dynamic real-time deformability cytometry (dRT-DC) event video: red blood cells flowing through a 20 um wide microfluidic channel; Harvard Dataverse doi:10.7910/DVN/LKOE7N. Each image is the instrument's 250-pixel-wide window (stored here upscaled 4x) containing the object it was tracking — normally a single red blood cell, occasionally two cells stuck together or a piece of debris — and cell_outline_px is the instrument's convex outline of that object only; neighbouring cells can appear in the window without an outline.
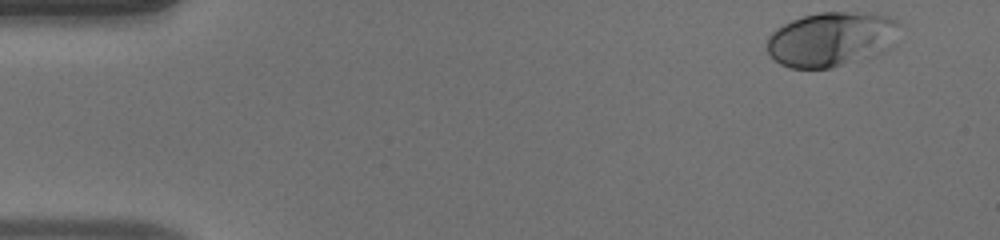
{"species": "human", "species_latin": "Homo sapiens", "temperature_condition": "warm", "stored_images_in_passage": 49, "camera_frame_rate_fps": 3000, "um_per_image_px": 0.085, "donor": {"sex": "male"}, "frame": {"image": 1, "passage_image": 1, "time_ms": 0.0, "image_size_px": [1000, 240], "cell_outline_px": [[900, 24], [892, 48], [876, 56], [832, 68], [792, 68], [780, 64], [768, 52], [768, 36], [776, 28], [792, 20], [804, 16], [820, 12], [872, 12], [888, 16], [896, 20]], "centroid_in_image_um": [70.73, 3.33], "position_along_channel_um": 14.3, "area_um2": 42.6}}
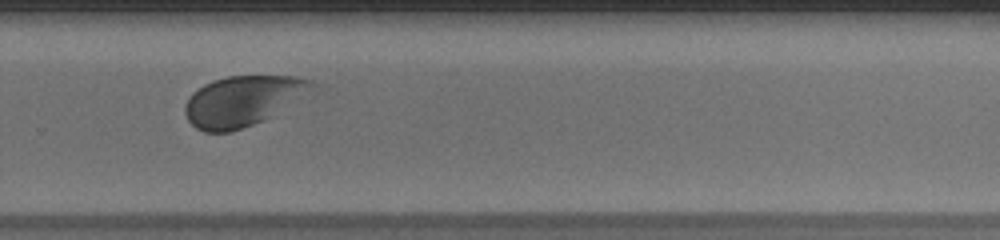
{"frame": {"image": 2, "passage_image": 33, "time_ms": 10.667, "image_size_px": [1000, 240], "cell_outline_px": [[320, 84], [276, 116], [232, 132], [204, 132], [196, 128], [188, 120], [184, 112], [184, 104], [188, 96], [192, 92], [204, 84], [212, 80], [228, 76], [296, 76], [316, 80]], "centroid_in_image_um": [20.67, 8.57], "position_along_channel_um": 309.1, "area_um2": 37.97}}
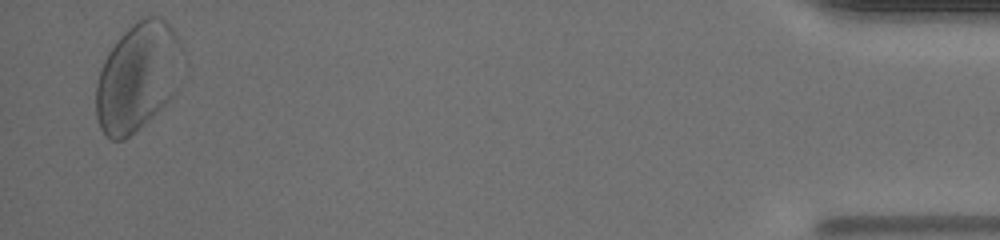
{"frame": {"image": 3, "passage_image": 48, "time_ms": 15.667, "image_size_px": [1000, 240], "cell_outline_px": [[180, 88], [144, 124], [124, 140], [112, 140], [100, 128], [96, 116], [96, 84], [104, 60], [108, 52], [120, 36], [136, 20], [144, 16], [156, 16], [164, 20], [172, 28], [180, 40]], "centroid_in_image_um": [11.7, 6.53], "position_along_channel_um": 423.5, "area_um2": 54.27}}